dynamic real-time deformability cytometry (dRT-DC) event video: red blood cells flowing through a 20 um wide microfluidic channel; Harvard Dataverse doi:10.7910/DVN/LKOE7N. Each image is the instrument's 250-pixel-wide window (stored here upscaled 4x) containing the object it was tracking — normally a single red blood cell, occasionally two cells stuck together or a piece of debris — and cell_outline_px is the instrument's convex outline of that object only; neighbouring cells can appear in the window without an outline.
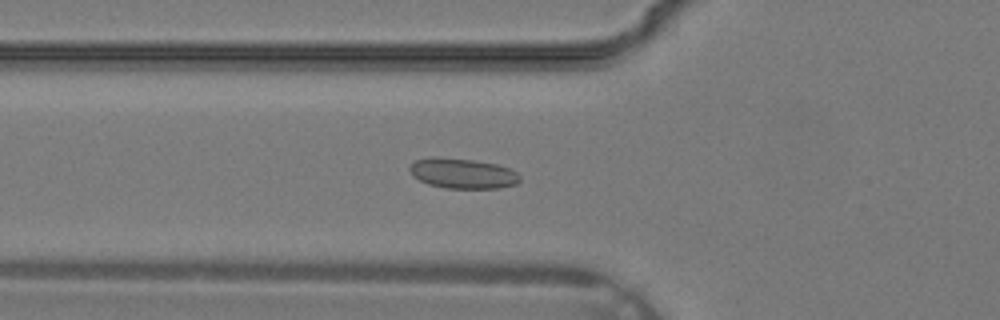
{"species": "common noctule bat (a hibernating species)", "species_latin": "Nyctalus noctula", "temperature_condition": "warm", "stored_images_in_passage": 32, "camera_frame_rate_fps": 3000, "um_per_image_px": 0.085, "animal": {"sex": "male", "body_mass_g": 19.2, "forearm_length_mm": 51.8}, "frame": {"image": 1, "passage_image": 9, "time_ms": 2.667, "image_size_px": [1000, 320], "cell_outline_px": [[520, 180], [516, 184], [500, 188], [448, 188], [428, 184], [412, 176], [408, 168], [416, 160], [428, 156], [436, 156], [472, 160], [496, 164], [508, 168], [516, 172], [520, 176]], "centroid_in_image_um": [39.29, 14.73], "position_along_channel_um": 86.5, "area_um2": 19.42}}
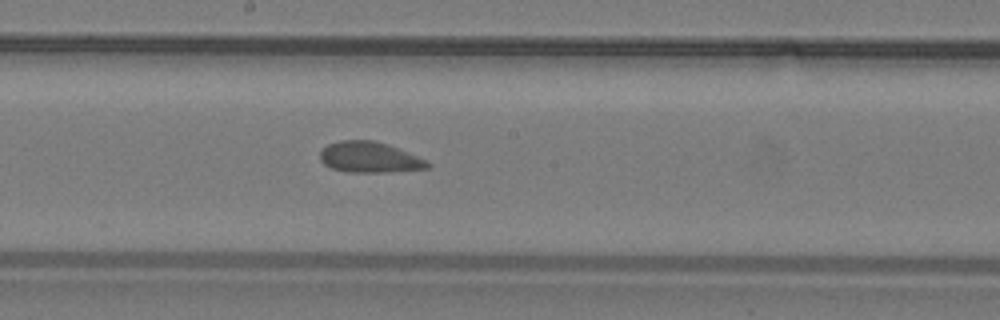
{"frame": {"image": 2, "passage_image": 16, "time_ms": 5.0, "image_size_px": [1000, 320], "cell_outline_px": [[432, 168], [388, 172], [348, 172], [332, 168], [324, 164], [320, 160], [320, 152], [328, 144], [340, 140], [372, 140], [388, 144], [416, 156], [432, 164]], "centroid_in_image_um": [31.41, 13.37], "position_along_channel_um": 216.8, "area_um2": 19.19}}
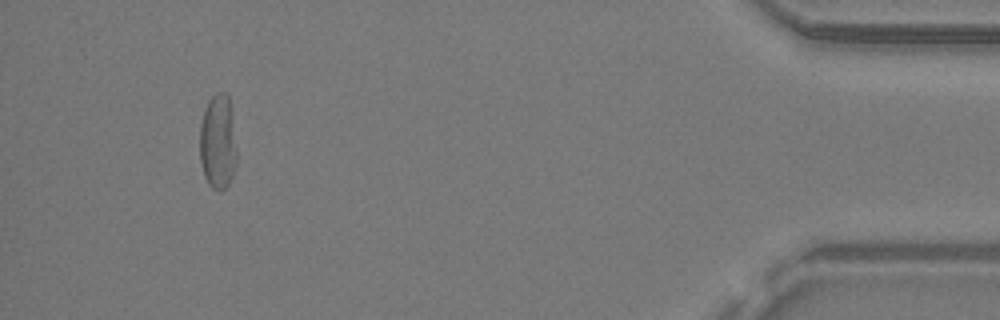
{"frame": {"image": 3, "passage_image": 30, "time_ms": 9.667, "image_size_px": [1000, 320], "cell_outline_px": [[236, 164], [232, 176], [228, 184], [220, 192], [212, 188], [208, 184], [204, 176], [200, 160], [200, 124], [204, 108], [208, 100], [216, 92], [228, 92], [232, 108], [236, 152]], "centroid_in_image_um": [18.52, 12.02], "position_along_channel_um": 416.7, "area_um2": 20.87}}